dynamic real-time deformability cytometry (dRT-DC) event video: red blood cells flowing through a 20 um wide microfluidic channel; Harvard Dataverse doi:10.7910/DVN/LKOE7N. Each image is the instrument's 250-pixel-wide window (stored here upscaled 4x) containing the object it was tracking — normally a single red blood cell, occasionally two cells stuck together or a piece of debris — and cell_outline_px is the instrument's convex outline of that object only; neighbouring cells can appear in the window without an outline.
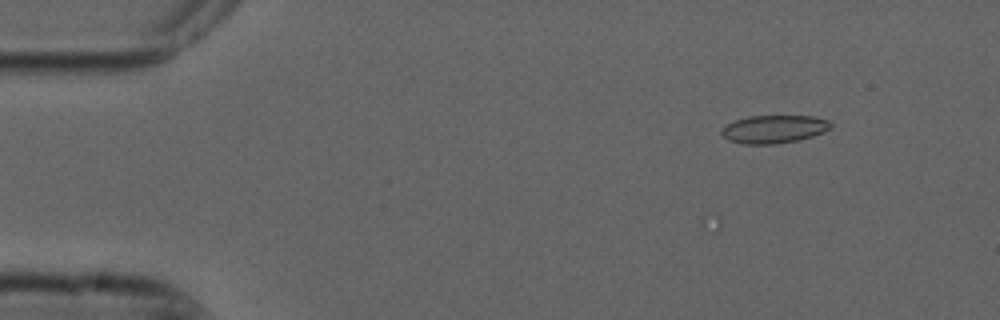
{"species": "common noctule bat (a hibernating species)", "species_latin": "Nyctalus noctula", "temperature_condition": "cold", "stored_images_in_passage": 13, "camera_frame_rate_fps": 3000, "um_per_image_px": 0.085, "animal": {"sex": "male", "forearm_length_mm": 52.5}, "frame": {"image": 1, "passage_image": 6, "time_ms": 1.667, "image_size_px": [1000, 320], "cell_outline_px": [[832, 128], [824, 132], [800, 140], [776, 144], [744, 144], [728, 140], [720, 132], [728, 124], [736, 120], [748, 116], [812, 116], [828, 120], [832, 124]], "centroid_in_image_um": [65.82, 10.98], "position_along_channel_um": 19.2, "area_um2": 17.8}}